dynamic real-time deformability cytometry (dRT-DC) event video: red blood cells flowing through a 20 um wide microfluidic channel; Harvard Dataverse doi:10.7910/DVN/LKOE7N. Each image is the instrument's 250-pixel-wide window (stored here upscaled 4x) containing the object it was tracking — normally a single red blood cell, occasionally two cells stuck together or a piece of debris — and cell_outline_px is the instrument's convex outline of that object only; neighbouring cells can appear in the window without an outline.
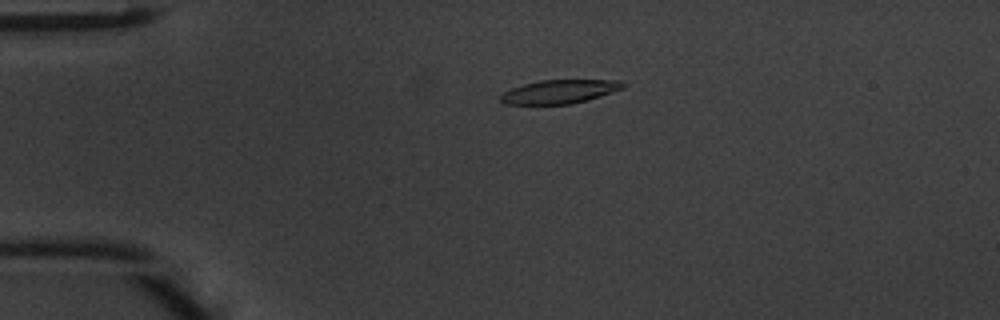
{"species": "common noctule bat (a hibernating species)", "species_latin": "Nyctalus noctula", "temperature_condition": "warm", "stored_images_in_passage": 47, "camera_frame_rate_fps": 3000, "um_per_image_px": 0.085, "animal": {"sex": "male", "body_mass_g": 20.1, "forearm_length_mm": 53.5}, "frame": {"image": 1, "passage_image": 10, "time_ms": 3.0, "image_size_px": [1000, 320], "cell_outline_px": [[624, 88], [588, 100], [568, 104], [504, 104], [500, 100], [500, 96], [504, 92], [512, 88], [524, 84], [540, 80], [620, 80], [624, 84]], "centroid_in_image_um": [47.55, 7.79], "position_along_channel_um": 37.4, "area_um2": 16.76}}
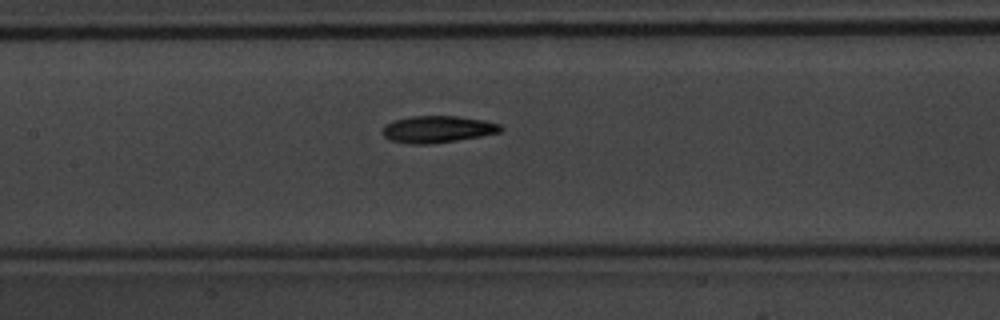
{"frame": {"image": 2, "passage_image": 22, "time_ms": 7.0, "image_size_px": [1000, 320], "cell_outline_px": [[504, 128], [500, 132], [480, 136], [456, 140], [428, 144], [412, 144], [388, 140], [380, 132], [384, 124], [392, 120], [412, 116], [456, 116], [484, 120], [500, 124]], "centroid_in_image_um": [37.13, 10.98], "position_along_channel_um": 170.3, "area_um2": 18.61}}
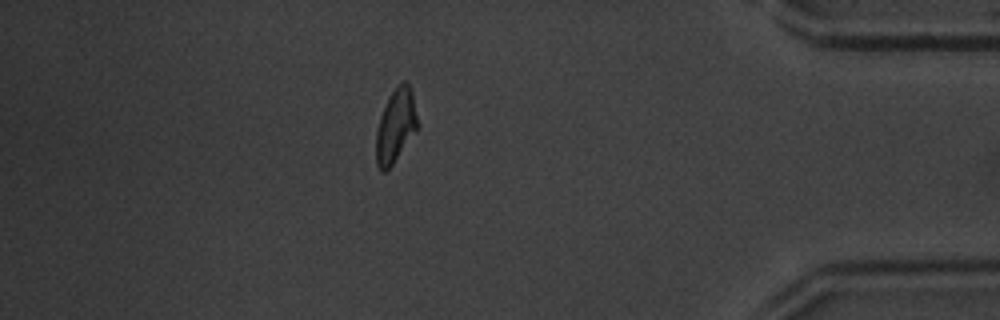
{"frame": {"image": 3, "passage_image": 41, "time_ms": 13.333, "image_size_px": [1000, 320], "cell_outline_px": [[420, 128], [392, 164], [384, 172], [380, 172], [376, 164], [376, 132], [380, 116], [392, 92], [404, 80], [408, 84], [412, 92], [420, 124]], "centroid_in_image_um": [33.66, 10.73], "position_along_channel_um": 401.5, "area_um2": 17.86}, "authors_computed_cell_mechanics": {"area_um2": 17.8024, "velocity_mm_per_s": 4.2354, "shape_relaxation_time_tau1_ms": 3.4058, "shape_relaxation_time_tau2_ms": 5.6837, "deformation_change_tau1": 0.1452, "deformation_change_tau2": 0.1433}}